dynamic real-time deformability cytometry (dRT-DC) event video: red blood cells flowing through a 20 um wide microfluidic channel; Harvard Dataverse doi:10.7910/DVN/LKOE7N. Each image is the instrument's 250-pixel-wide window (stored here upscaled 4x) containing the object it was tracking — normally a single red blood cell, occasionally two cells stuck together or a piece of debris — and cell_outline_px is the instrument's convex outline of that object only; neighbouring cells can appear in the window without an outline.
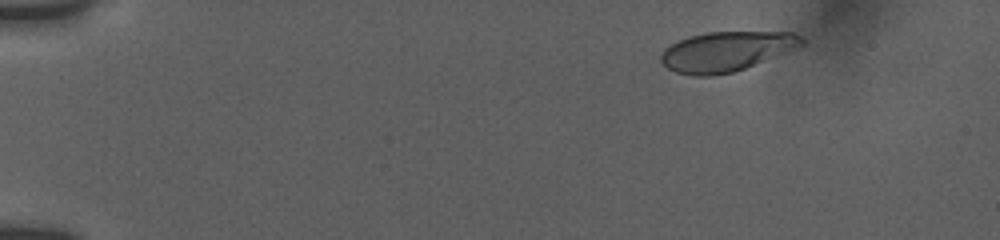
{"species": "human", "species_latin": "Homo sapiens", "temperature_condition": "room temperature", "stored_images_in_passage": 23, "camera_frame_rate_fps": 3000, "um_per_image_px": 0.085, "donor": {"sex": "female"}, "frame": {"image": 1, "passage_image": 1, "time_ms": 0.0, "image_size_px": [1000, 240], "cell_outline_px": [[804, 44], [744, 68], [732, 72], [712, 76], [692, 76], [676, 72], [668, 68], [660, 60], [660, 56], [664, 48], [688, 36], [708, 32], [792, 32], [800, 36], [804, 40]], "centroid_in_image_um": [61.68, 4.37], "position_along_channel_um": 23.3, "area_um2": 32.14}}
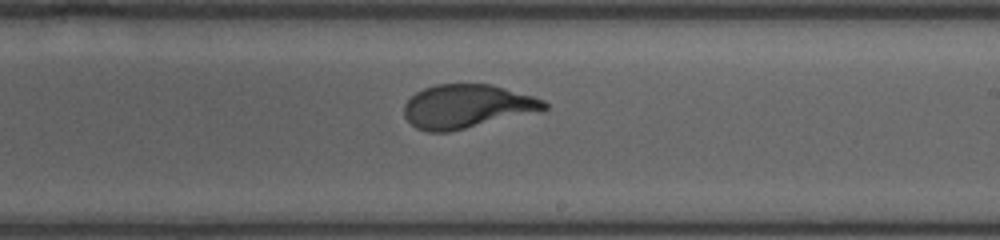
{"frame": {"image": 2, "passage_image": 14, "time_ms": 9.0, "image_size_px": [1000, 240], "cell_outline_px": [[548, 108], [540, 112], [448, 132], [428, 132], [416, 128], [404, 116], [404, 104], [416, 92], [424, 88], [436, 84], [492, 84], [532, 96], [544, 100], [548, 104]], "centroid_in_image_um": [39.71, 9.04], "position_along_channel_um": 249.3, "area_um2": 35.78}}
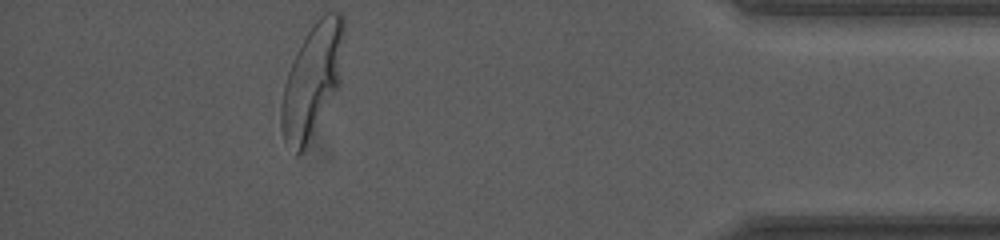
{"frame": {"image": 3, "passage_image": 23, "time_ms": 14.333, "image_size_px": [1000, 240], "cell_outline_px": [[344, 32], [336, 88], [304, 148], [296, 156], [284, 140], [280, 120], [280, 104], [284, 84], [292, 60], [312, 16], [328, 12], [340, 12], [344, 16]], "centroid_in_image_um": [26.47, 6.69], "position_along_channel_um": 408.7, "area_um2": 40.69}, "authors_computed_cell_mechanics": {"area_um2": 35.6626, "velocity_mm_per_s": 3.7547, "shape_relaxation_time_tau1_ms": 4.0594, "shape_relaxation_time_tau2_ms": null, "deformation_change_tau1": 0.1807, "deformation_change_tau2": null}}